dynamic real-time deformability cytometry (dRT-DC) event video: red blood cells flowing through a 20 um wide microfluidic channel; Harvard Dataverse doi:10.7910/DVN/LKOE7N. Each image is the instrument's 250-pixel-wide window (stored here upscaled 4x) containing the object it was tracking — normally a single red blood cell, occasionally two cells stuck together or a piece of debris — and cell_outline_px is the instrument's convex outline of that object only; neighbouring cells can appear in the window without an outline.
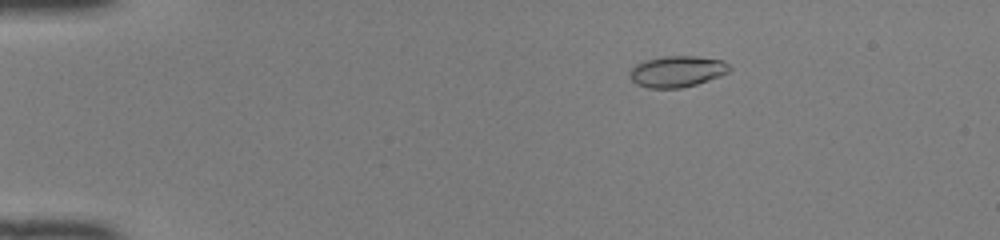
{"species": "common noctule bat (a hibernating species)", "species_latin": "Nyctalus noctula", "temperature_condition": "room temperature", "stored_images_in_passage": 44, "camera_frame_rate_fps": 3000, "um_per_image_px": 0.085, "animal": {"sex": "female", "body_mass_g": 22.0, "forearm_length_mm": 56.7}, "frame": {"image": 1, "passage_image": 3, "time_ms": 0.667, "image_size_px": [1000, 240], "cell_outline_px": [[732, 68], [728, 72], [720, 76], [696, 84], [680, 88], [648, 88], [636, 84], [632, 80], [632, 68], [636, 64], [644, 60], [664, 56], [696, 56], [720, 60], [728, 64]], "centroid_in_image_um": [57.56, 6.07], "position_along_channel_um": 27.4, "area_um2": 17.92}}
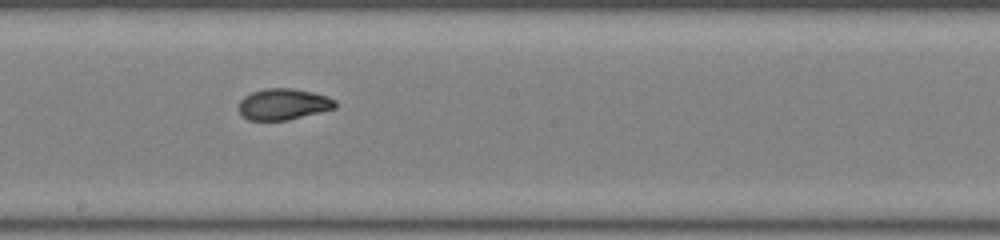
{"frame": {"image": 2, "passage_image": 23, "time_ms": 7.333, "image_size_px": [1000, 240], "cell_outline_px": [[336, 108], [288, 120], [248, 120], [240, 116], [240, 100], [244, 96], [252, 92], [264, 88], [292, 88], [312, 92], [328, 96], [336, 100]], "centroid_in_image_um": [24.09, 8.85], "position_along_channel_um": 224.1, "area_um2": 17.63}}
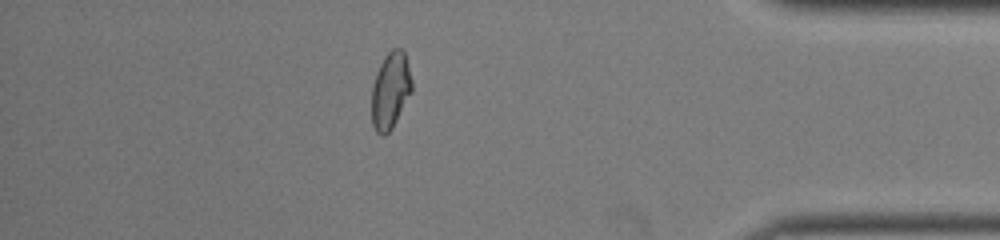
{"frame": {"image": 3, "passage_image": 38, "time_ms": 12.333, "image_size_px": [1000, 240], "cell_outline_px": [[412, 92], [392, 128], [384, 136], [380, 136], [376, 132], [372, 124], [372, 88], [376, 72], [384, 56], [392, 48], [400, 48], [404, 52], [412, 80]], "centroid_in_image_um": [33.18, 7.7], "position_along_channel_um": 402.0, "area_um2": 17.98}, "authors_computed_cell_mechanics": {"area_um2": 17.7446, "velocity_mm_per_s": 4.1438, "shape_relaxation_time_tau1_ms": 8.0876, "shape_relaxation_time_tau2_ms": 0.7732, "deformation_change_tau1": 0.2177, "deformation_change_tau2": 0.0453}}